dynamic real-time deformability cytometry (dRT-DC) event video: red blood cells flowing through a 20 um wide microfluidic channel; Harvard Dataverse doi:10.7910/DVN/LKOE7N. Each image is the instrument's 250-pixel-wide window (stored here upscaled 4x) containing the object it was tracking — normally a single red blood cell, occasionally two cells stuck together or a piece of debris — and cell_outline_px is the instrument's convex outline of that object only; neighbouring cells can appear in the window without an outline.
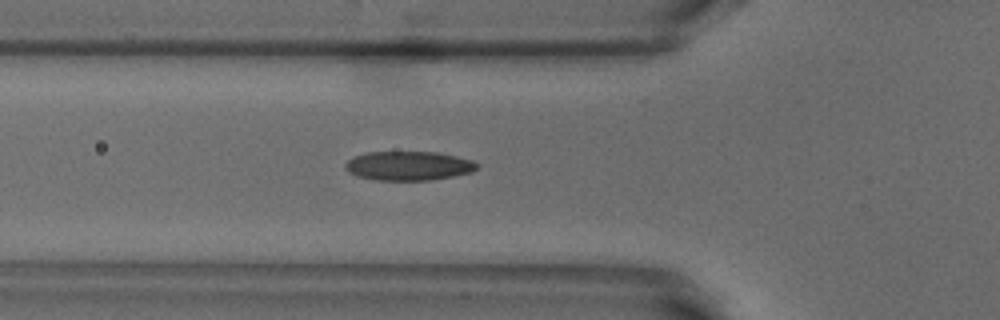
{"species": "common noctule bat (a hibernating species)", "species_latin": "Nyctalus noctula", "temperature_condition": "warm", "stored_images_in_passage": 36, "camera_frame_rate_fps": 3000, "um_per_image_px": 0.085, "animal": {"sex": "male", "body_mass_g": 18.8}, "frame": {"image": 1, "passage_image": 5, "time_ms": 1.333, "image_size_px": [1000, 320], "cell_outline_px": [[480, 164], [472, 172], [452, 176], [428, 180], [376, 180], [356, 176], [348, 172], [344, 164], [352, 156], [368, 152], [436, 152], [456, 156], [472, 160]], "centroid_in_image_um": [34.7, 14.09], "position_along_channel_um": 91.1, "area_um2": 22.37}}
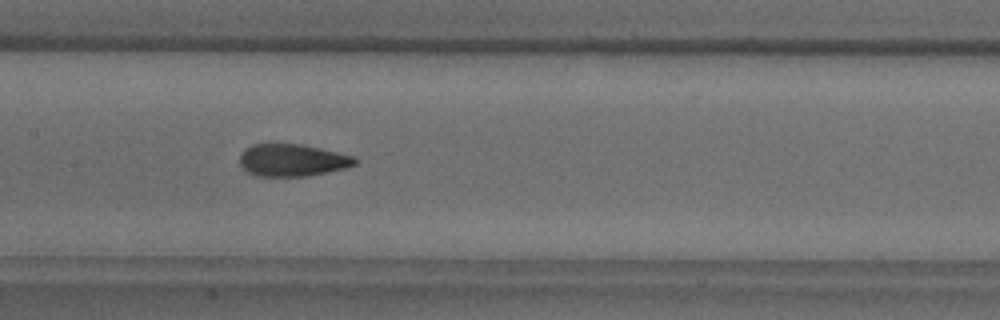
{"frame": {"image": 2, "passage_image": 12, "time_ms": 3.667, "image_size_px": [1000, 320], "cell_outline_px": [[360, 160], [356, 164], [344, 168], [308, 176], [256, 176], [248, 172], [240, 164], [240, 152], [244, 148], [252, 144], [300, 144], [320, 148], [356, 156]], "centroid_in_image_um": [24.86, 13.61], "position_along_channel_um": 182.5, "area_um2": 21.79}}
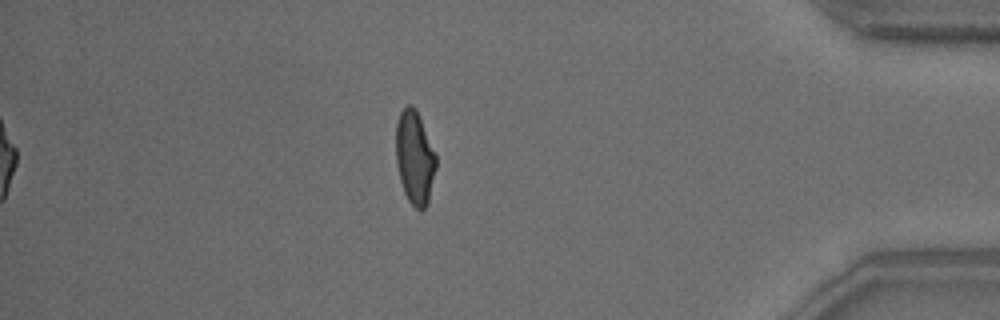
{"frame": {"image": 3, "passage_image": 32, "time_ms": 10.333, "image_size_px": [1000, 320], "cell_outline_px": [[436, 168], [428, 204], [420, 212], [408, 200], [404, 192], [400, 180], [396, 164], [396, 124], [400, 112], [408, 104], [412, 104], [416, 108], [436, 156]], "centroid_in_image_um": [35.24, 13.41], "position_along_channel_um": 400.0, "area_um2": 21.85}, "authors_computed_cell_mechanics": {"area_um2": 21.9929, "velocity_mm_per_s": 3.8795, "shape_relaxation_time_tau1_ms": 5.1994, "shape_relaxation_time_tau2_ms": 1.1663, "deformation_change_tau1": 0.1846, "deformation_change_tau2": 0.08}}